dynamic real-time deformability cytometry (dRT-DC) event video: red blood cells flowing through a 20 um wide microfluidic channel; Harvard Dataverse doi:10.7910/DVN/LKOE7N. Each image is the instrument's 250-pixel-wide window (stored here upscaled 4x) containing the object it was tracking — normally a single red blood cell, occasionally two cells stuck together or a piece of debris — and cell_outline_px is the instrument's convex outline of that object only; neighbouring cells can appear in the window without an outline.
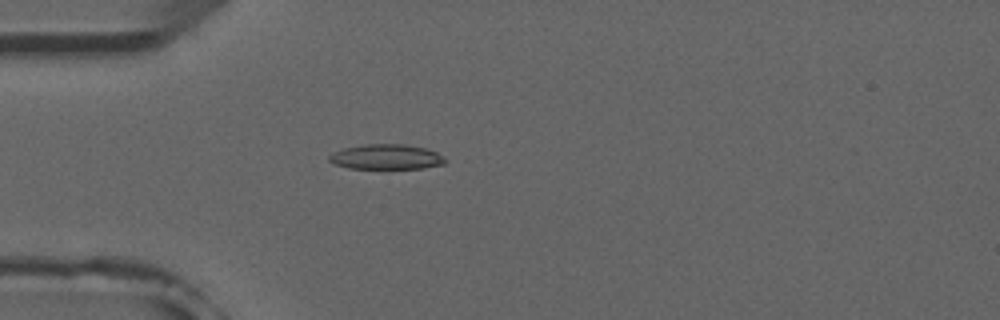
{"species": "common noctule bat (a hibernating species)", "species_latin": "Nyctalus noctula", "temperature_condition": "room temperature", "stored_images_in_passage": 4, "camera_frame_rate_fps": 3000, "um_per_image_px": 0.085, "animal": {"sex": "male", "forearm_length_mm": 52.5}, "frame": {"image": 1, "passage_image": 4, "time_ms": 3.667, "image_size_px": [1000, 320], "cell_outline_px": [[448, 160], [444, 164], [424, 168], [348, 168], [336, 164], [328, 160], [328, 156], [344, 148], [368, 144], [404, 144], [428, 148], [444, 156]], "centroid_in_image_um": [32.91, 13.33], "position_along_channel_um": 52.1, "area_um2": 16.88}}